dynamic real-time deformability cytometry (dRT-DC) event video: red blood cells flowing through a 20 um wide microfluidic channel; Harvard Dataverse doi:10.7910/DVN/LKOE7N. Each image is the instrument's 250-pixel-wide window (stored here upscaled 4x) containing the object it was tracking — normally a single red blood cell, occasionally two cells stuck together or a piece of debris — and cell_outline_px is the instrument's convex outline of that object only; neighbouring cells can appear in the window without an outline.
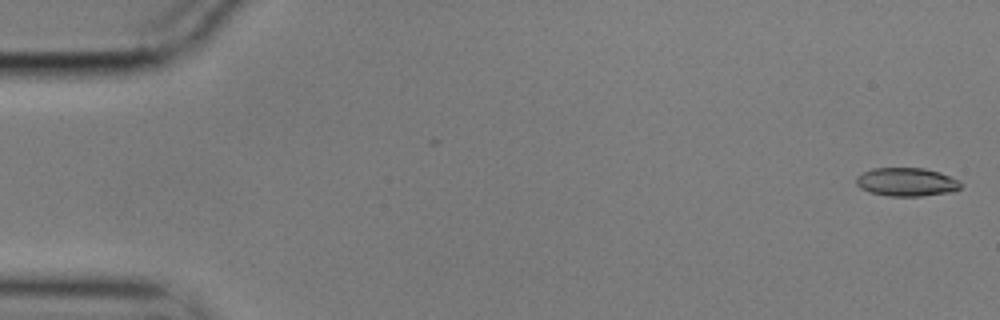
{"species": "common noctule bat (a hibernating species)", "species_latin": "Nyctalus noctula", "temperature_condition": "cold", "stored_images_in_passage": 57, "camera_frame_rate_fps": 3000, "um_per_image_px": 0.085, "animal": {"sex": "male", "body_mass_g": 17.9}, "frame": {"image": 1, "passage_image": 2, "time_ms": 0.333, "image_size_px": [1000, 320], "cell_outline_px": [[964, 184], [956, 192], [920, 196], [888, 196], [868, 192], [860, 188], [856, 184], [856, 176], [872, 168], [924, 168], [940, 172], [960, 180]], "centroid_in_image_um": [77.1, 15.48], "position_along_channel_um": 7.9, "area_um2": 17.69}}
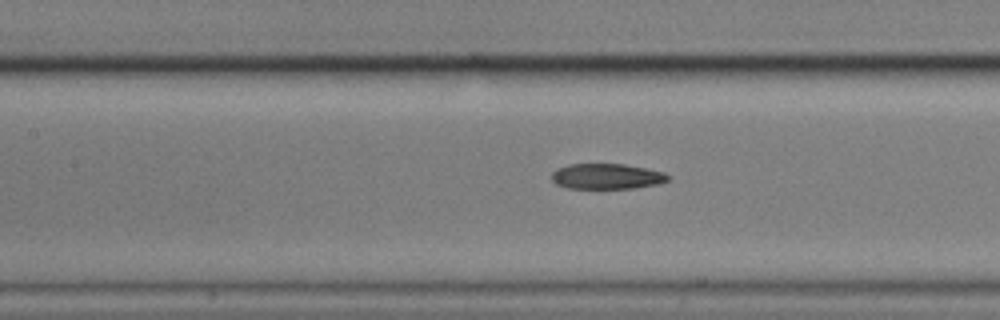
{"frame": {"image": 2, "passage_image": 26, "time_ms": 8.333, "image_size_px": [1000, 320], "cell_outline_px": [[672, 176], [668, 180], [660, 184], [636, 188], [568, 188], [556, 184], [552, 180], [552, 172], [568, 164], [624, 164], [664, 172]], "centroid_in_image_um": [51.62, 14.99], "position_along_channel_um": 155.8, "area_um2": 17.28}}
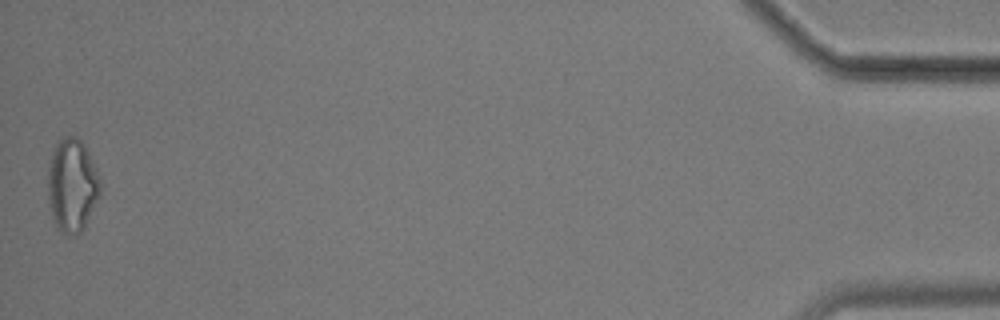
{"frame": {"image": 3, "passage_image": 57, "time_ms": 18.667, "image_size_px": [1000, 320], "cell_outline_px": [[100, 196], [84, 228], [76, 236], [68, 236], [60, 232], [56, 228], [52, 216], [48, 200], [48, 168], [52, 152], [56, 144], [64, 136], [76, 136], [84, 144], [100, 176]], "centroid_in_image_um": [6.13, 15.79], "position_along_channel_um": 429.1, "area_um2": 28.78}, "authors_computed_cell_mechanics": {"area_um2": 18.207, "velocity_mm_per_s": 3.5333, "shape_relaxation_time_tau1_ms": null, "shape_relaxation_time_tau2_ms": 5.2682, "deformation_change_tau1": null, "deformation_change_tau2": 0.1568}}